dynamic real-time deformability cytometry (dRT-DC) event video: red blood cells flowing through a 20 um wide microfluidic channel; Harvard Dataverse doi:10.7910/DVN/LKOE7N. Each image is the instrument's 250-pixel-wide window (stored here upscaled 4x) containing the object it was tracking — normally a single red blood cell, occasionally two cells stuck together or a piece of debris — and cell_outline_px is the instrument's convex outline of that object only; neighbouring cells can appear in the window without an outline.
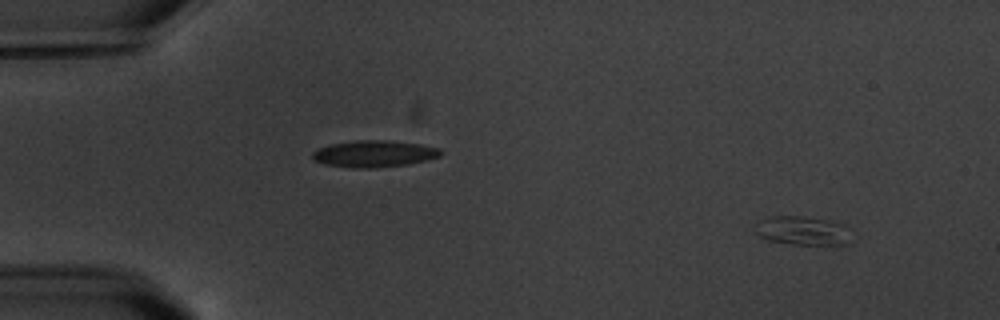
{"species": "common noctule bat (a hibernating species)", "species_latin": "Nyctalus noctula", "temperature_condition": "warm", "stored_images_in_passage": 4, "camera_frame_rate_fps": 3000, "um_per_image_px": 0.085, "animal": {"sex": "male", "body_mass_g": 20.1, "forearm_length_mm": 53.5}, "frame": {"image": 1, "passage_image": 1, "time_ms": 0.0, "image_size_px": [1000, 320], "cell_outline_px": [[856, 240], [848, 244], [792, 244], [772, 240], [760, 236], [756, 232], [756, 224], [760, 220], [772, 216], [800, 216], [828, 220], [848, 224], [852, 228]], "centroid_in_image_um": [68.42, 19.6], "position_along_channel_um": 16.6, "area_um2": 16.59}}
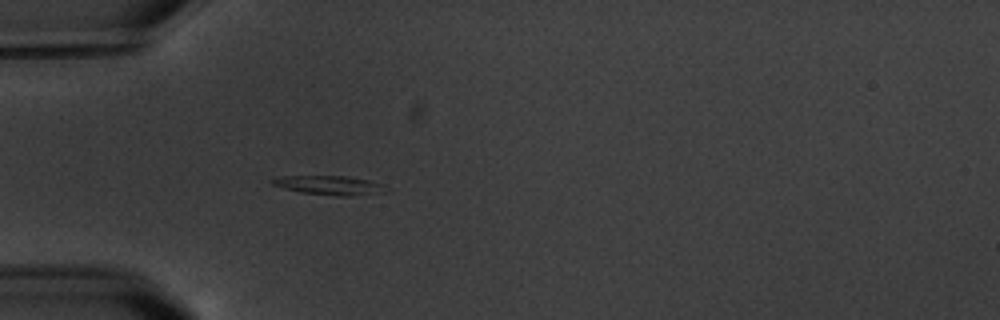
{"frame": {"image": 2, "passage_image": 4, "time_ms": 4.333, "image_size_px": [1000, 320], "cell_outline_px": [[388, 192], [352, 196], [336, 196], [300, 192], [284, 188], [272, 184], [268, 180], [280, 176], [348, 176], [368, 180], [380, 184], [388, 188]], "centroid_in_image_um": [28.01, 15.75], "position_along_channel_um": 57.0, "area_um2": 12.77}}